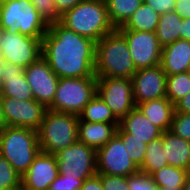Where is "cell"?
I'll return each instance as SVG.
<instances>
[{
  "label": "cell",
  "instance_id": "6da1fadb",
  "mask_svg": "<svg viewBox=\"0 0 190 190\" xmlns=\"http://www.w3.org/2000/svg\"><path fill=\"white\" fill-rule=\"evenodd\" d=\"M41 56L59 78L96 77V42L60 22L49 25L42 39Z\"/></svg>",
  "mask_w": 190,
  "mask_h": 190
},
{
  "label": "cell",
  "instance_id": "7a4b0ae2",
  "mask_svg": "<svg viewBox=\"0 0 190 190\" xmlns=\"http://www.w3.org/2000/svg\"><path fill=\"white\" fill-rule=\"evenodd\" d=\"M136 71L126 39L117 28L96 43V77L131 79Z\"/></svg>",
  "mask_w": 190,
  "mask_h": 190
},
{
  "label": "cell",
  "instance_id": "3957f363",
  "mask_svg": "<svg viewBox=\"0 0 190 190\" xmlns=\"http://www.w3.org/2000/svg\"><path fill=\"white\" fill-rule=\"evenodd\" d=\"M60 23L96 43L115 29L109 21L105 0L80 2L62 15Z\"/></svg>",
  "mask_w": 190,
  "mask_h": 190
},
{
  "label": "cell",
  "instance_id": "277c9868",
  "mask_svg": "<svg viewBox=\"0 0 190 190\" xmlns=\"http://www.w3.org/2000/svg\"><path fill=\"white\" fill-rule=\"evenodd\" d=\"M38 133L34 129L5 126L0 132V155L23 176L40 153Z\"/></svg>",
  "mask_w": 190,
  "mask_h": 190
},
{
  "label": "cell",
  "instance_id": "5b68a950",
  "mask_svg": "<svg viewBox=\"0 0 190 190\" xmlns=\"http://www.w3.org/2000/svg\"><path fill=\"white\" fill-rule=\"evenodd\" d=\"M78 121L75 114L47 109L37 130L41 151L55 155L78 141Z\"/></svg>",
  "mask_w": 190,
  "mask_h": 190
},
{
  "label": "cell",
  "instance_id": "8992f818",
  "mask_svg": "<svg viewBox=\"0 0 190 190\" xmlns=\"http://www.w3.org/2000/svg\"><path fill=\"white\" fill-rule=\"evenodd\" d=\"M0 26L33 38H43L49 28L30 0H6L0 4Z\"/></svg>",
  "mask_w": 190,
  "mask_h": 190
},
{
  "label": "cell",
  "instance_id": "52a82bcc",
  "mask_svg": "<svg viewBox=\"0 0 190 190\" xmlns=\"http://www.w3.org/2000/svg\"><path fill=\"white\" fill-rule=\"evenodd\" d=\"M96 83L97 77L59 78L52 105L48 109L79 116L96 94Z\"/></svg>",
  "mask_w": 190,
  "mask_h": 190
},
{
  "label": "cell",
  "instance_id": "ba28073f",
  "mask_svg": "<svg viewBox=\"0 0 190 190\" xmlns=\"http://www.w3.org/2000/svg\"><path fill=\"white\" fill-rule=\"evenodd\" d=\"M42 39L23 35L14 30H2L0 59L27 68L41 57Z\"/></svg>",
  "mask_w": 190,
  "mask_h": 190
},
{
  "label": "cell",
  "instance_id": "9c48e42d",
  "mask_svg": "<svg viewBox=\"0 0 190 190\" xmlns=\"http://www.w3.org/2000/svg\"><path fill=\"white\" fill-rule=\"evenodd\" d=\"M59 174L71 179H87L97 174L96 150L76 141L55 154Z\"/></svg>",
  "mask_w": 190,
  "mask_h": 190
},
{
  "label": "cell",
  "instance_id": "30bf717a",
  "mask_svg": "<svg viewBox=\"0 0 190 190\" xmlns=\"http://www.w3.org/2000/svg\"><path fill=\"white\" fill-rule=\"evenodd\" d=\"M96 94L119 121L136 107L129 78L97 77Z\"/></svg>",
  "mask_w": 190,
  "mask_h": 190
},
{
  "label": "cell",
  "instance_id": "8fae6325",
  "mask_svg": "<svg viewBox=\"0 0 190 190\" xmlns=\"http://www.w3.org/2000/svg\"><path fill=\"white\" fill-rule=\"evenodd\" d=\"M97 174L128 177L140 172V168L129 157L121 141L115 135L105 146L96 150Z\"/></svg>",
  "mask_w": 190,
  "mask_h": 190
},
{
  "label": "cell",
  "instance_id": "7c38bea8",
  "mask_svg": "<svg viewBox=\"0 0 190 190\" xmlns=\"http://www.w3.org/2000/svg\"><path fill=\"white\" fill-rule=\"evenodd\" d=\"M5 126L38 130L47 108L35 99L19 100L1 96Z\"/></svg>",
  "mask_w": 190,
  "mask_h": 190
},
{
  "label": "cell",
  "instance_id": "4fadbf2b",
  "mask_svg": "<svg viewBox=\"0 0 190 190\" xmlns=\"http://www.w3.org/2000/svg\"><path fill=\"white\" fill-rule=\"evenodd\" d=\"M125 37L136 70L161 63L162 46L156 32L119 30Z\"/></svg>",
  "mask_w": 190,
  "mask_h": 190
},
{
  "label": "cell",
  "instance_id": "5bb4252c",
  "mask_svg": "<svg viewBox=\"0 0 190 190\" xmlns=\"http://www.w3.org/2000/svg\"><path fill=\"white\" fill-rule=\"evenodd\" d=\"M24 75L33 91L34 99L48 109L52 105L59 77L42 56L25 68Z\"/></svg>",
  "mask_w": 190,
  "mask_h": 190
},
{
  "label": "cell",
  "instance_id": "9a60e30c",
  "mask_svg": "<svg viewBox=\"0 0 190 190\" xmlns=\"http://www.w3.org/2000/svg\"><path fill=\"white\" fill-rule=\"evenodd\" d=\"M166 80L160 64L137 70L131 78L135 105L166 97Z\"/></svg>",
  "mask_w": 190,
  "mask_h": 190
},
{
  "label": "cell",
  "instance_id": "2e32d148",
  "mask_svg": "<svg viewBox=\"0 0 190 190\" xmlns=\"http://www.w3.org/2000/svg\"><path fill=\"white\" fill-rule=\"evenodd\" d=\"M58 175L56 155L40 151L28 171L21 176V186L28 190H47Z\"/></svg>",
  "mask_w": 190,
  "mask_h": 190
},
{
  "label": "cell",
  "instance_id": "e0dca14e",
  "mask_svg": "<svg viewBox=\"0 0 190 190\" xmlns=\"http://www.w3.org/2000/svg\"><path fill=\"white\" fill-rule=\"evenodd\" d=\"M24 72L25 68L22 66L3 62L0 77V96H8L19 100L34 99L33 91Z\"/></svg>",
  "mask_w": 190,
  "mask_h": 190
},
{
  "label": "cell",
  "instance_id": "ac0fdd59",
  "mask_svg": "<svg viewBox=\"0 0 190 190\" xmlns=\"http://www.w3.org/2000/svg\"><path fill=\"white\" fill-rule=\"evenodd\" d=\"M160 65L167 76L187 72L190 65V41L178 39L162 47Z\"/></svg>",
  "mask_w": 190,
  "mask_h": 190
},
{
  "label": "cell",
  "instance_id": "d6986e66",
  "mask_svg": "<svg viewBox=\"0 0 190 190\" xmlns=\"http://www.w3.org/2000/svg\"><path fill=\"white\" fill-rule=\"evenodd\" d=\"M131 138H138L146 144L160 138L162 131L152 124L141 112L135 107L121 121L119 125Z\"/></svg>",
  "mask_w": 190,
  "mask_h": 190
},
{
  "label": "cell",
  "instance_id": "ffe728a7",
  "mask_svg": "<svg viewBox=\"0 0 190 190\" xmlns=\"http://www.w3.org/2000/svg\"><path fill=\"white\" fill-rule=\"evenodd\" d=\"M120 124L78 121V141L95 150L105 146L115 135Z\"/></svg>",
  "mask_w": 190,
  "mask_h": 190
},
{
  "label": "cell",
  "instance_id": "44dd1931",
  "mask_svg": "<svg viewBox=\"0 0 190 190\" xmlns=\"http://www.w3.org/2000/svg\"><path fill=\"white\" fill-rule=\"evenodd\" d=\"M162 146L168 165L190 170V141L167 130L162 132Z\"/></svg>",
  "mask_w": 190,
  "mask_h": 190
},
{
  "label": "cell",
  "instance_id": "7402d4cb",
  "mask_svg": "<svg viewBox=\"0 0 190 190\" xmlns=\"http://www.w3.org/2000/svg\"><path fill=\"white\" fill-rule=\"evenodd\" d=\"M136 107L162 132L170 130L175 107L167 97L140 103Z\"/></svg>",
  "mask_w": 190,
  "mask_h": 190
},
{
  "label": "cell",
  "instance_id": "603a6c76",
  "mask_svg": "<svg viewBox=\"0 0 190 190\" xmlns=\"http://www.w3.org/2000/svg\"><path fill=\"white\" fill-rule=\"evenodd\" d=\"M160 15L144 1L118 30L156 32Z\"/></svg>",
  "mask_w": 190,
  "mask_h": 190
},
{
  "label": "cell",
  "instance_id": "cb8c5ba5",
  "mask_svg": "<svg viewBox=\"0 0 190 190\" xmlns=\"http://www.w3.org/2000/svg\"><path fill=\"white\" fill-rule=\"evenodd\" d=\"M78 117L79 120L91 123L120 124L111 109L97 94L85 105Z\"/></svg>",
  "mask_w": 190,
  "mask_h": 190
},
{
  "label": "cell",
  "instance_id": "d4e9b609",
  "mask_svg": "<svg viewBox=\"0 0 190 190\" xmlns=\"http://www.w3.org/2000/svg\"><path fill=\"white\" fill-rule=\"evenodd\" d=\"M182 21L183 19L175 11L160 15L156 35L162 47L180 39Z\"/></svg>",
  "mask_w": 190,
  "mask_h": 190
},
{
  "label": "cell",
  "instance_id": "484cf974",
  "mask_svg": "<svg viewBox=\"0 0 190 190\" xmlns=\"http://www.w3.org/2000/svg\"><path fill=\"white\" fill-rule=\"evenodd\" d=\"M105 3L110 23L118 28L141 6L143 0H105Z\"/></svg>",
  "mask_w": 190,
  "mask_h": 190
},
{
  "label": "cell",
  "instance_id": "4316f807",
  "mask_svg": "<svg viewBox=\"0 0 190 190\" xmlns=\"http://www.w3.org/2000/svg\"><path fill=\"white\" fill-rule=\"evenodd\" d=\"M188 170L167 165L151 177L159 189H182Z\"/></svg>",
  "mask_w": 190,
  "mask_h": 190
},
{
  "label": "cell",
  "instance_id": "83f0119b",
  "mask_svg": "<svg viewBox=\"0 0 190 190\" xmlns=\"http://www.w3.org/2000/svg\"><path fill=\"white\" fill-rule=\"evenodd\" d=\"M167 165L168 163L163 152L161 135L160 138H157L147 144L144 163L140 167V172L151 176L154 172Z\"/></svg>",
  "mask_w": 190,
  "mask_h": 190
},
{
  "label": "cell",
  "instance_id": "f1b7e54d",
  "mask_svg": "<svg viewBox=\"0 0 190 190\" xmlns=\"http://www.w3.org/2000/svg\"><path fill=\"white\" fill-rule=\"evenodd\" d=\"M190 92V76L187 72L168 75L166 80V97L175 104Z\"/></svg>",
  "mask_w": 190,
  "mask_h": 190
},
{
  "label": "cell",
  "instance_id": "f546056e",
  "mask_svg": "<svg viewBox=\"0 0 190 190\" xmlns=\"http://www.w3.org/2000/svg\"><path fill=\"white\" fill-rule=\"evenodd\" d=\"M116 135L123 142L129 157L140 168L144 163L147 144L138 138H131L120 126L117 127Z\"/></svg>",
  "mask_w": 190,
  "mask_h": 190
},
{
  "label": "cell",
  "instance_id": "4dcf8cb0",
  "mask_svg": "<svg viewBox=\"0 0 190 190\" xmlns=\"http://www.w3.org/2000/svg\"><path fill=\"white\" fill-rule=\"evenodd\" d=\"M20 187L21 175L0 155V188L2 190H19Z\"/></svg>",
  "mask_w": 190,
  "mask_h": 190
},
{
  "label": "cell",
  "instance_id": "1f68e13d",
  "mask_svg": "<svg viewBox=\"0 0 190 190\" xmlns=\"http://www.w3.org/2000/svg\"><path fill=\"white\" fill-rule=\"evenodd\" d=\"M30 2L48 25L61 21L62 15L58 12L54 0H30Z\"/></svg>",
  "mask_w": 190,
  "mask_h": 190
},
{
  "label": "cell",
  "instance_id": "d6a6232c",
  "mask_svg": "<svg viewBox=\"0 0 190 190\" xmlns=\"http://www.w3.org/2000/svg\"><path fill=\"white\" fill-rule=\"evenodd\" d=\"M170 131L190 141V114L174 112Z\"/></svg>",
  "mask_w": 190,
  "mask_h": 190
},
{
  "label": "cell",
  "instance_id": "836d02e7",
  "mask_svg": "<svg viewBox=\"0 0 190 190\" xmlns=\"http://www.w3.org/2000/svg\"><path fill=\"white\" fill-rule=\"evenodd\" d=\"M129 190H159L151 176L138 172L128 176Z\"/></svg>",
  "mask_w": 190,
  "mask_h": 190
},
{
  "label": "cell",
  "instance_id": "e575fe53",
  "mask_svg": "<svg viewBox=\"0 0 190 190\" xmlns=\"http://www.w3.org/2000/svg\"><path fill=\"white\" fill-rule=\"evenodd\" d=\"M104 190H129L128 177L119 175L98 174Z\"/></svg>",
  "mask_w": 190,
  "mask_h": 190
},
{
  "label": "cell",
  "instance_id": "d590c367",
  "mask_svg": "<svg viewBox=\"0 0 190 190\" xmlns=\"http://www.w3.org/2000/svg\"><path fill=\"white\" fill-rule=\"evenodd\" d=\"M84 180L66 178L59 174L47 190H80Z\"/></svg>",
  "mask_w": 190,
  "mask_h": 190
},
{
  "label": "cell",
  "instance_id": "8d00e7d4",
  "mask_svg": "<svg viewBox=\"0 0 190 190\" xmlns=\"http://www.w3.org/2000/svg\"><path fill=\"white\" fill-rule=\"evenodd\" d=\"M148 6L155 10L159 15L174 11L176 0H143Z\"/></svg>",
  "mask_w": 190,
  "mask_h": 190
},
{
  "label": "cell",
  "instance_id": "74e56055",
  "mask_svg": "<svg viewBox=\"0 0 190 190\" xmlns=\"http://www.w3.org/2000/svg\"><path fill=\"white\" fill-rule=\"evenodd\" d=\"M80 190H104L101 177L98 174L84 180Z\"/></svg>",
  "mask_w": 190,
  "mask_h": 190
},
{
  "label": "cell",
  "instance_id": "f35d334b",
  "mask_svg": "<svg viewBox=\"0 0 190 190\" xmlns=\"http://www.w3.org/2000/svg\"><path fill=\"white\" fill-rule=\"evenodd\" d=\"M174 11L178 13L183 20L190 18V0H176Z\"/></svg>",
  "mask_w": 190,
  "mask_h": 190
},
{
  "label": "cell",
  "instance_id": "ab89813d",
  "mask_svg": "<svg viewBox=\"0 0 190 190\" xmlns=\"http://www.w3.org/2000/svg\"><path fill=\"white\" fill-rule=\"evenodd\" d=\"M58 12L63 15L84 0H54Z\"/></svg>",
  "mask_w": 190,
  "mask_h": 190
},
{
  "label": "cell",
  "instance_id": "60d3db41",
  "mask_svg": "<svg viewBox=\"0 0 190 190\" xmlns=\"http://www.w3.org/2000/svg\"><path fill=\"white\" fill-rule=\"evenodd\" d=\"M175 112L190 114V92L179 99L175 104Z\"/></svg>",
  "mask_w": 190,
  "mask_h": 190
},
{
  "label": "cell",
  "instance_id": "b9f144b4",
  "mask_svg": "<svg viewBox=\"0 0 190 190\" xmlns=\"http://www.w3.org/2000/svg\"><path fill=\"white\" fill-rule=\"evenodd\" d=\"M180 39L190 41V18L182 21V28L180 30Z\"/></svg>",
  "mask_w": 190,
  "mask_h": 190
},
{
  "label": "cell",
  "instance_id": "7bdbcfd3",
  "mask_svg": "<svg viewBox=\"0 0 190 190\" xmlns=\"http://www.w3.org/2000/svg\"><path fill=\"white\" fill-rule=\"evenodd\" d=\"M5 127V118L2 109L1 96H0V129L2 130Z\"/></svg>",
  "mask_w": 190,
  "mask_h": 190
},
{
  "label": "cell",
  "instance_id": "ee69618b",
  "mask_svg": "<svg viewBox=\"0 0 190 190\" xmlns=\"http://www.w3.org/2000/svg\"><path fill=\"white\" fill-rule=\"evenodd\" d=\"M182 190H190V170H188Z\"/></svg>",
  "mask_w": 190,
  "mask_h": 190
},
{
  "label": "cell",
  "instance_id": "f6af8a7d",
  "mask_svg": "<svg viewBox=\"0 0 190 190\" xmlns=\"http://www.w3.org/2000/svg\"><path fill=\"white\" fill-rule=\"evenodd\" d=\"M3 61L0 59V77L2 75Z\"/></svg>",
  "mask_w": 190,
  "mask_h": 190
},
{
  "label": "cell",
  "instance_id": "bcb514c9",
  "mask_svg": "<svg viewBox=\"0 0 190 190\" xmlns=\"http://www.w3.org/2000/svg\"><path fill=\"white\" fill-rule=\"evenodd\" d=\"M187 73H188V75L190 76V65H189V67H188V69H187Z\"/></svg>",
  "mask_w": 190,
  "mask_h": 190
},
{
  "label": "cell",
  "instance_id": "7dc6e473",
  "mask_svg": "<svg viewBox=\"0 0 190 190\" xmlns=\"http://www.w3.org/2000/svg\"><path fill=\"white\" fill-rule=\"evenodd\" d=\"M159 190H182V189H159Z\"/></svg>",
  "mask_w": 190,
  "mask_h": 190
},
{
  "label": "cell",
  "instance_id": "c3c4849f",
  "mask_svg": "<svg viewBox=\"0 0 190 190\" xmlns=\"http://www.w3.org/2000/svg\"><path fill=\"white\" fill-rule=\"evenodd\" d=\"M19 190H28V189L21 186Z\"/></svg>",
  "mask_w": 190,
  "mask_h": 190
},
{
  "label": "cell",
  "instance_id": "681fc988",
  "mask_svg": "<svg viewBox=\"0 0 190 190\" xmlns=\"http://www.w3.org/2000/svg\"><path fill=\"white\" fill-rule=\"evenodd\" d=\"M6 0H0V4H2L3 2H5Z\"/></svg>",
  "mask_w": 190,
  "mask_h": 190
}]
</instances>
